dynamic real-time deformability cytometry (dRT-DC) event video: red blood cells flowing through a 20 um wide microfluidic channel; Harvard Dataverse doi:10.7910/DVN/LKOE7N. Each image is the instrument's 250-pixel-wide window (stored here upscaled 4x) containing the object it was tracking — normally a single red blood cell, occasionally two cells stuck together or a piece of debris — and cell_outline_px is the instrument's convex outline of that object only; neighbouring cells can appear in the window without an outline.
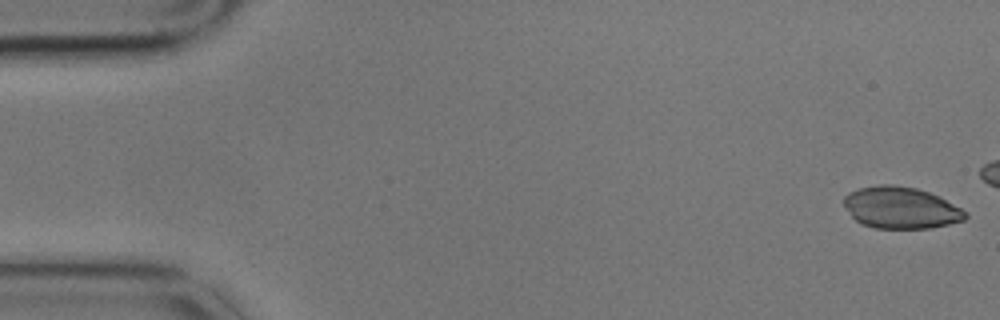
{"species": "common noctule bat (a hibernating species)", "species_latin": "Nyctalus noctula", "temperature_condition": "cold", "stored_images_in_passage": 6, "camera_frame_rate_fps": 3000, "um_per_image_px": 0.085, "animal": {"sex": "male", "body_mass_g": 17.9}, "frame": {"image": 1, "passage_image": 1, "time_ms": 0.0, "image_size_px": [1000, 320], "cell_outline_px": [[968, 216], [964, 220], [932, 228], [872, 228], [856, 220], [852, 216], [844, 204], [844, 196], [848, 192], [860, 188], [880, 184], [892, 184], [916, 188], [940, 196], [968, 212]], "centroid_in_image_um": [76.59, 17.65], "position_along_channel_um": 8.4, "area_um2": 29.54}}